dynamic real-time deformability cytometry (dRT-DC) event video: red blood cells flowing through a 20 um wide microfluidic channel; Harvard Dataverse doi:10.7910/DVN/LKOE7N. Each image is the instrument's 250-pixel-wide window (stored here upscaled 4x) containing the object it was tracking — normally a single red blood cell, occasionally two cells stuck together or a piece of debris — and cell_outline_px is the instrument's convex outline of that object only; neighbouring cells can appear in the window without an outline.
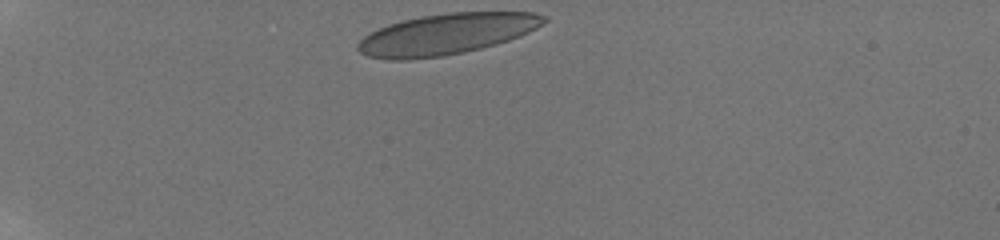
{"species": "human", "species_latin": "Homo sapiens", "temperature_condition": "room temperature", "stored_images_in_passage": 35, "camera_frame_rate_fps": 3000, "um_per_image_px": 0.085, "donor": {"sex": "male"}, "frame": {"image": 1, "passage_image": 1, "time_ms": 0.0, "image_size_px": [1000, 240], "cell_outline_px": [[548, 20], [536, 28], [520, 36], [496, 44], [464, 52], [440, 56], [408, 60], [388, 60], [368, 56], [360, 52], [356, 48], [356, 44], [364, 36], [388, 24], [420, 16], [452, 12], [532, 12], [548, 16]], "centroid_in_image_um": [37.95, 2.9], "position_along_channel_um": 47.1, "area_um2": 44.27}}
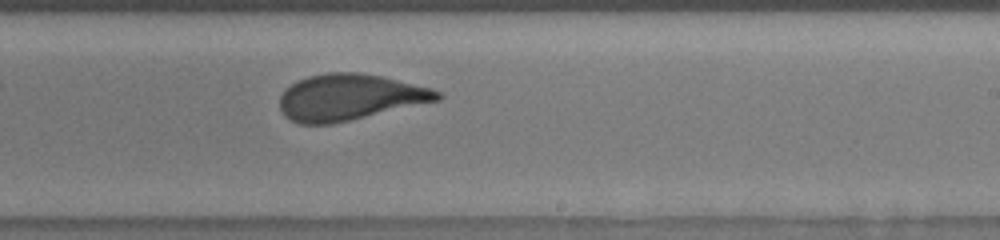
{"frame": {"image": 2, "passage_image": 22, "time_ms": 7.0, "image_size_px": [1000, 240], "cell_outline_px": [[444, 96], [440, 100], [332, 124], [300, 124], [284, 116], [280, 108], [280, 96], [292, 84], [308, 76], [328, 72], [360, 72], [380, 76], [432, 88], [440, 92]], "centroid_in_image_um": [29.73, 8.27], "position_along_channel_um": 259.3, "area_um2": 42.19}}
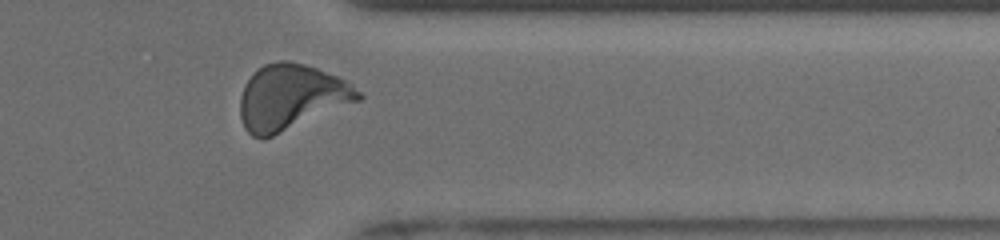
{"frame": {"image": 3, "passage_image": 32, "time_ms": 10.333, "image_size_px": [1000, 240], "cell_outline_px": [[364, 96], [360, 100], [264, 140], [260, 140], [252, 136], [244, 128], [240, 116], [240, 96], [244, 84], [264, 64], [280, 60], [288, 60], [304, 64], [316, 68], [336, 76], [344, 80], [360, 92]], "centroid_in_image_um": [24.71, 8.29], "position_along_channel_um": 386.7, "area_um2": 44.85}, "authors_computed_cell_mechanics": {"area_um2": 43.2344, "velocity_mm_per_s": 3.8522, "shape_relaxation_time_tau1_ms": 4.3306, "shape_relaxation_time_tau2_ms": null, "deformation_change_tau1": 0.1782, "deformation_change_tau2": null}}